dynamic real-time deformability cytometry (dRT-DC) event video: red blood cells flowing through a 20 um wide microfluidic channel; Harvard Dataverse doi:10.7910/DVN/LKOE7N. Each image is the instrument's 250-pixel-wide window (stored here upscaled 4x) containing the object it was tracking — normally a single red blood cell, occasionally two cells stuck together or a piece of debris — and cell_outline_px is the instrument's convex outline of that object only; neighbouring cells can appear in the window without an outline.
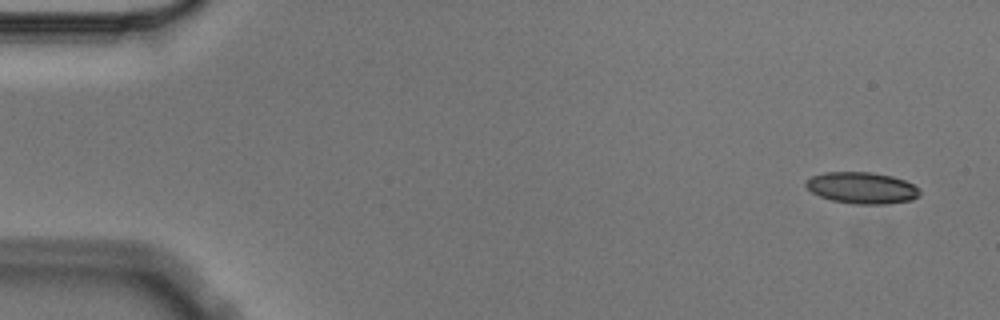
{"species": "Egyptian fruit bat (a non-hibernating species)", "species_latin": "Rousettus aegyptiacus", "temperature_condition": "cold", "stored_images_in_passage": 6, "camera_frame_rate_fps": 3000, "um_per_image_px": 0.085, "animal": {"sex": "male"}, "frame": {"image": 1, "passage_image": 1, "time_ms": 0.0, "image_size_px": [1000, 320], "cell_outline_px": [[920, 196], [912, 200], [888, 204], [856, 204], [832, 200], [820, 196], [812, 192], [804, 184], [804, 180], [812, 176], [824, 172], [872, 172], [892, 176], [904, 180], [920, 188]], "centroid_in_image_um": [73.27, 15.97], "position_along_channel_um": 11.7, "area_um2": 21.04}}
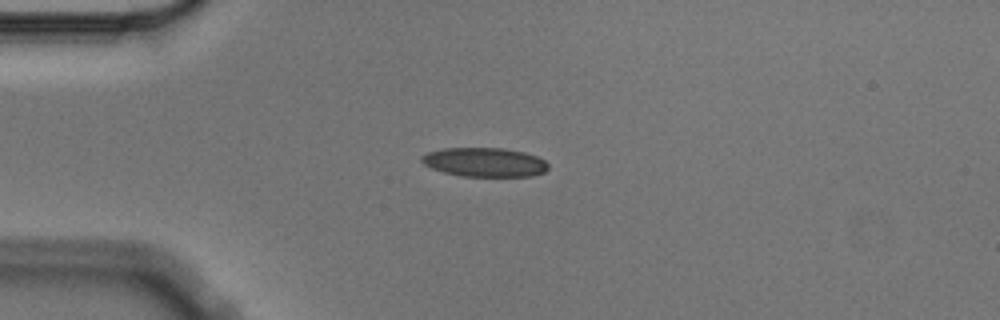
{"frame": {"image": 2, "passage_image": 4, "time_ms": 1.0, "image_size_px": [1000, 320], "cell_outline_px": [[548, 168], [544, 172], [532, 176], [464, 176], [444, 172], [432, 168], [424, 164], [420, 160], [420, 156], [428, 152], [444, 148], [504, 148], [524, 152], [536, 156], [544, 160], [548, 164]], "centroid_in_image_um": [41.19, 13.78], "position_along_channel_um": 43.8, "area_um2": 21.39}}
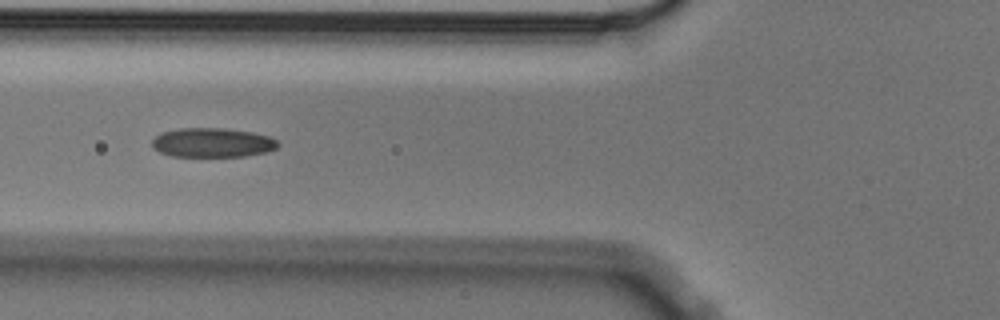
{"frame": {"image": 3, "passage_image": 6, "time_ms": 1.667, "image_size_px": [1000, 320], "cell_outline_px": [[280, 144], [276, 148], [268, 152], [244, 156], [172, 156], [160, 152], [152, 148], [152, 140], [160, 132], [180, 128], [224, 128], [252, 132], [268, 136], [276, 140]], "centroid_in_image_um": [18.04, 12.12], "position_along_channel_um": 107.8, "area_um2": 21.56}}